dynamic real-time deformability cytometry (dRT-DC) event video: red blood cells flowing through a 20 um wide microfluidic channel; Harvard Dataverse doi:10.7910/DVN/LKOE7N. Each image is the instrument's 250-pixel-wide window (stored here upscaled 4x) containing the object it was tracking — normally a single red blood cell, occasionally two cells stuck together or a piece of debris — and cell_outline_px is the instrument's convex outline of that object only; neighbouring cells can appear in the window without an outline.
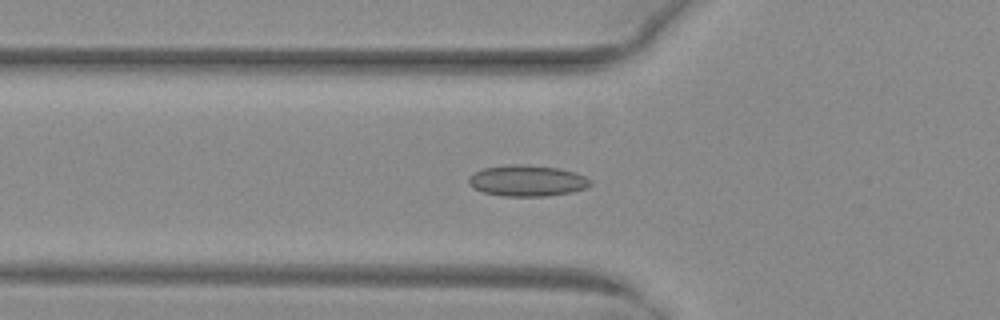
{"species": "common noctule bat (a hibernating species)", "species_latin": "Nyctalus noctula", "temperature_condition": "warm", "stored_images_in_passage": 45, "camera_frame_rate_fps": 3000, "um_per_image_px": 0.085, "animal": {"sex": "female", "body_mass_g": 29.2, "forearm_length_mm": 56.3}, "frame": {"image": 1, "passage_image": 19, "time_ms": 6.0, "image_size_px": [1000, 320], "cell_outline_px": [[592, 184], [584, 188], [572, 192], [544, 196], [504, 196], [484, 192], [472, 188], [468, 184], [468, 176], [484, 168], [508, 164], [524, 164], [560, 168], [576, 172], [592, 180]], "centroid_in_image_um": [44.8, 15.35], "position_along_channel_um": 81.0, "area_um2": 22.2}}
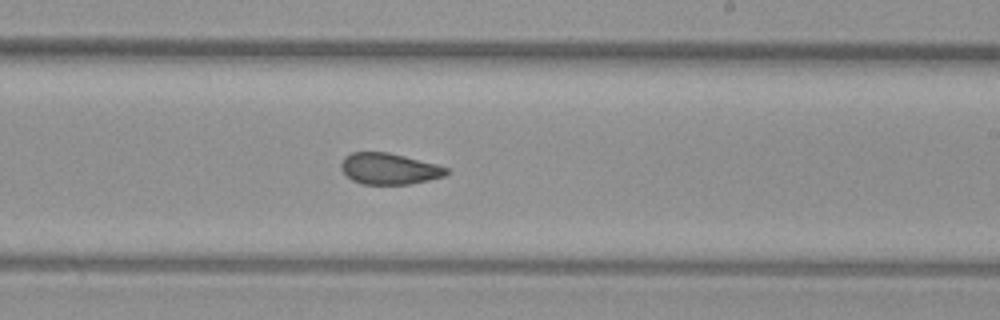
{"frame": {"image": 2, "passage_image": 32, "time_ms": 10.333, "image_size_px": [1000, 320], "cell_outline_px": [[452, 172], [444, 176], [428, 180], [408, 184], [360, 184], [352, 180], [340, 168], [340, 164], [344, 156], [352, 152], [388, 152], [436, 164], [448, 168]], "centroid_in_image_um": [33.07, 14.34], "position_along_channel_um": 255.9, "area_um2": 19.19}}
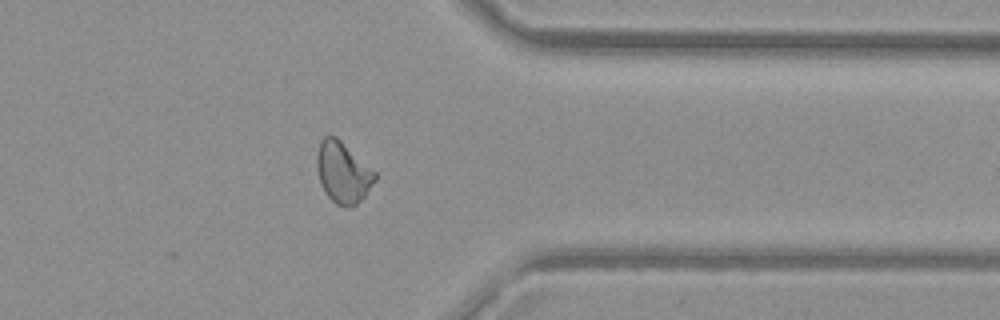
{"frame": {"image": 3, "passage_image": 42, "time_ms": 13.667, "image_size_px": [1000, 320], "cell_outline_px": [[376, 180], [364, 196], [356, 204], [348, 208], [344, 208], [336, 204], [324, 192], [320, 184], [316, 168], [316, 156], [320, 140], [324, 136], [336, 136], [376, 172]], "centroid_in_image_um": [29.12, 14.66], "position_along_channel_um": 382.3, "area_um2": 20.81}, "authors_computed_cell_mechanics": {"area_um2": 20.6924, "velocity_mm_per_s": 4.0285, "shape_relaxation_time_tau1_ms": null, "shape_relaxation_time_tau2_ms": 1.5545, "deformation_change_tau1": null, "deformation_change_tau2": 0.0756}}